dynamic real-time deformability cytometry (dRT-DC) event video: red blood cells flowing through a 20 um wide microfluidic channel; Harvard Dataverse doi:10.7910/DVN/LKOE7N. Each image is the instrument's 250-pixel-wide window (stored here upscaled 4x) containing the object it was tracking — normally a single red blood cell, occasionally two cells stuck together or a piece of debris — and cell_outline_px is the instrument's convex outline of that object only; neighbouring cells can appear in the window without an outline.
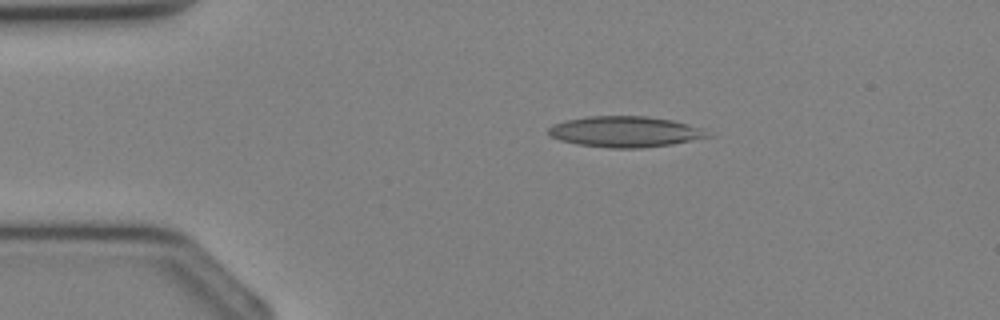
{"species": "Egyptian fruit bat (a non-hibernating species)", "species_latin": "Rousettus aegyptiacus", "temperature_condition": "cold", "stored_images_in_passage": 30, "camera_frame_rate_fps": 3000, "um_per_image_px": 0.085, "animal": {"sex": "female"}, "frame": {"image": 1, "passage_image": 1, "time_ms": 0.0, "image_size_px": [1000, 320], "cell_outline_px": [[712, 136], [672, 144], [640, 148], [608, 148], [576, 144], [560, 140], [548, 136], [548, 128], [552, 124], [564, 120], [588, 116], [648, 116], [672, 120], [700, 128]], "centroid_in_image_um": [53.05, 11.19], "position_along_channel_um": 31.9, "area_um2": 28.61}}
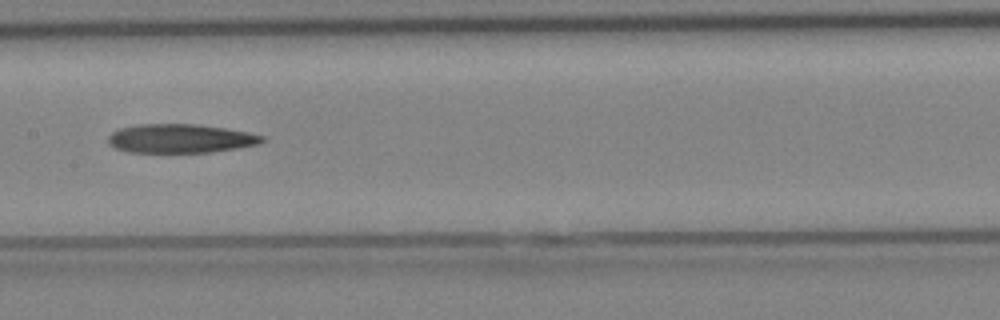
{"frame": {"image": 2, "passage_image": 12, "time_ms": 3.667, "image_size_px": [1000, 320], "cell_outline_px": [[268, 140], [260, 144], [212, 152], [128, 152], [116, 148], [108, 144], [108, 136], [112, 132], [120, 128], [140, 124], [196, 124], [224, 128], [248, 132], [264, 136]], "centroid_in_image_um": [15.35, 11.77], "position_along_channel_um": 192.0, "area_um2": 25.95}}
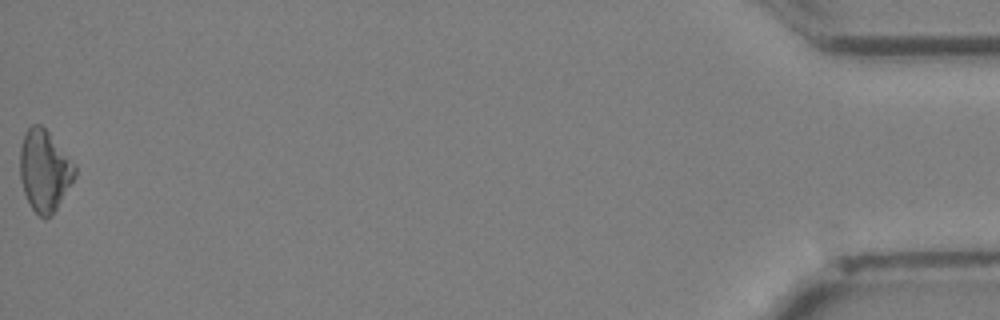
{"frame": {"image": 3, "passage_image": 30, "time_ms": 9.667, "image_size_px": [1000, 320], "cell_outline_px": [[76, 176], [52, 216], [44, 220], [32, 208], [24, 192], [20, 180], [20, 148], [24, 132], [32, 124], [40, 124], [48, 132], [76, 164]], "centroid_in_image_um": [3.79, 14.51], "position_along_channel_um": 431.4, "area_um2": 26.13}}